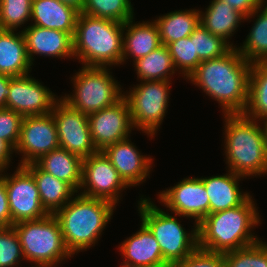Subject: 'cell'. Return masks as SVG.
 I'll use <instances>...</instances> for the list:
<instances>
[{"instance_id":"cell-43","label":"cell","mask_w":267,"mask_h":267,"mask_svg":"<svg viewBox=\"0 0 267 267\" xmlns=\"http://www.w3.org/2000/svg\"><path fill=\"white\" fill-rule=\"evenodd\" d=\"M60 2L73 7L79 13L82 12L85 0H59Z\"/></svg>"},{"instance_id":"cell-18","label":"cell","mask_w":267,"mask_h":267,"mask_svg":"<svg viewBox=\"0 0 267 267\" xmlns=\"http://www.w3.org/2000/svg\"><path fill=\"white\" fill-rule=\"evenodd\" d=\"M124 257L121 267H168L160 245L149 228L141 221L140 229L120 245Z\"/></svg>"},{"instance_id":"cell-15","label":"cell","mask_w":267,"mask_h":267,"mask_svg":"<svg viewBox=\"0 0 267 267\" xmlns=\"http://www.w3.org/2000/svg\"><path fill=\"white\" fill-rule=\"evenodd\" d=\"M52 91L29 74L10 79L5 108L23 117L49 114L59 100Z\"/></svg>"},{"instance_id":"cell-25","label":"cell","mask_w":267,"mask_h":267,"mask_svg":"<svg viewBox=\"0 0 267 267\" xmlns=\"http://www.w3.org/2000/svg\"><path fill=\"white\" fill-rule=\"evenodd\" d=\"M82 161L78 155L59 147L42 155L35 163L43 171L68 183L78 193L82 182Z\"/></svg>"},{"instance_id":"cell-12","label":"cell","mask_w":267,"mask_h":267,"mask_svg":"<svg viewBox=\"0 0 267 267\" xmlns=\"http://www.w3.org/2000/svg\"><path fill=\"white\" fill-rule=\"evenodd\" d=\"M2 176L5 179L12 226L21 221L40 219L49 214L42 206L32 173L24 165H18L11 176L7 174Z\"/></svg>"},{"instance_id":"cell-33","label":"cell","mask_w":267,"mask_h":267,"mask_svg":"<svg viewBox=\"0 0 267 267\" xmlns=\"http://www.w3.org/2000/svg\"><path fill=\"white\" fill-rule=\"evenodd\" d=\"M226 267H267V242L223 253Z\"/></svg>"},{"instance_id":"cell-34","label":"cell","mask_w":267,"mask_h":267,"mask_svg":"<svg viewBox=\"0 0 267 267\" xmlns=\"http://www.w3.org/2000/svg\"><path fill=\"white\" fill-rule=\"evenodd\" d=\"M190 36H194V47L201 61L218 58L232 47L221 37L213 35L199 24Z\"/></svg>"},{"instance_id":"cell-32","label":"cell","mask_w":267,"mask_h":267,"mask_svg":"<svg viewBox=\"0 0 267 267\" xmlns=\"http://www.w3.org/2000/svg\"><path fill=\"white\" fill-rule=\"evenodd\" d=\"M175 69L186 79L202 62L194 47V36L179 39L167 45Z\"/></svg>"},{"instance_id":"cell-28","label":"cell","mask_w":267,"mask_h":267,"mask_svg":"<svg viewBox=\"0 0 267 267\" xmlns=\"http://www.w3.org/2000/svg\"><path fill=\"white\" fill-rule=\"evenodd\" d=\"M263 7L258 6L256 10L245 17L247 21L258 14L243 45L237 48L239 53L250 63L267 62V5Z\"/></svg>"},{"instance_id":"cell-30","label":"cell","mask_w":267,"mask_h":267,"mask_svg":"<svg viewBox=\"0 0 267 267\" xmlns=\"http://www.w3.org/2000/svg\"><path fill=\"white\" fill-rule=\"evenodd\" d=\"M243 114L255 120L267 118V62L251 65L248 102Z\"/></svg>"},{"instance_id":"cell-26","label":"cell","mask_w":267,"mask_h":267,"mask_svg":"<svg viewBox=\"0 0 267 267\" xmlns=\"http://www.w3.org/2000/svg\"><path fill=\"white\" fill-rule=\"evenodd\" d=\"M210 3L205 13L199 11L200 24L213 35L224 39L231 47H236L228 39L235 34L241 22L245 21V16L223 0H212Z\"/></svg>"},{"instance_id":"cell-21","label":"cell","mask_w":267,"mask_h":267,"mask_svg":"<svg viewBox=\"0 0 267 267\" xmlns=\"http://www.w3.org/2000/svg\"><path fill=\"white\" fill-rule=\"evenodd\" d=\"M78 14L59 0H32L31 25L64 31L73 37Z\"/></svg>"},{"instance_id":"cell-20","label":"cell","mask_w":267,"mask_h":267,"mask_svg":"<svg viewBox=\"0 0 267 267\" xmlns=\"http://www.w3.org/2000/svg\"><path fill=\"white\" fill-rule=\"evenodd\" d=\"M224 175L200 177L203 180L210 201V214L243 204L251 195L240 190L242 176L227 170Z\"/></svg>"},{"instance_id":"cell-24","label":"cell","mask_w":267,"mask_h":267,"mask_svg":"<svg viewBox=\"0 0 267 267\" xmlns=\"http://www.w3.org/2000/svg\"><path fill=\"white\" fill-rule=\"evenodd\" d=\"M24 166L32 173L42 206L49 214L64 207L77 193L68 183L43 171L35 162Z\"/></svg>"},{"instance_id":"cell-38","label":"cell","mask_w":267,"mask_h":267,"mask_svg":"<svg viewBox=\"0 0 267 267\" xmlns=\"http://www.w3.org/2000/svg\"><path fill=\"white\" fill-rule=\"evenodd\" d=\"M168 267H226L223 253L211 252L197 247L185 259Z\"/></svg>"},{"instance_id":"cell-41","label":"cell","mask_w":267,"mask_h":267,"mask_svg":"<svg viewBox=\"0 0 267 267\" xmlns=\"http://www.w3.org/2000/svg\"><path fill=\"white\" fill-rule=\"evenodd\" d=\"M233 9L243 14L245 17L250 15L258 7L252 0H223Z\"/></svg>"},{"instance_id":"cell-35","label":"cell","mask_w":267,"mask_h":267,"mask_svg":"<svg viewBox=\"0 0 267 267\" xmlns=\"http://www.w3.org/2000/svg\"><path fill=\"white\" fill-rule=\"evenodd\" d=\"M32 0H0V29L14 30L31 20Z\"/></svg>"},{"instance_id":"cell-10","label":"cell","mask_w":267,"mask_h":267,"mask_svg":"<svg viewBox=\"0 0 267 267\" xmlns=\"http://www.w3.org/2000/svg\"><path fill=\"white\" fill-rule=\"evenodd\" d=\"M128 187L102 151L83 159L81 195L103 199L117 206L122 199L119 198L121 192Z\"/></svg>"},{"instance_id":"cell-31","label":"cell","mask_w":267,"mask_h":267,"mask_svg":"<svg viewBox=\"0 0 267 267\" xmlns=\"http://www.w3.org/2000/svg\"><path fill=\"white\" fill-rule=\"evenodd\" d=\"M81 13L121 23L134 18L131 0H85Z\"/></svg>"},{"instance_id":"cell-1","label":"cell","mask_w":267,"mask_h":267,"mask_svg":"<svg viewBox=\"0 0 267 267\" xmlns=\"http://www.w3.org/2000/svg\"><path fill=\"white\" fill-rule=\"evenodd\" d=\"M252 63L232 47L221 57L204 60L186 78L217 101L223 114L243 113L248 102Z\"/></svg>"},{"instance_id":"cell-29","label":"cell","mask_w":267,"mask_h":267,"mask_svg":"<svg viewBox=\"0 0 267 267\" xmlns=\"http://www.w3.org/2000/svg\"><path fill=\"white\" fill-rule=\"evenodd\" d=\"M133 65L140 81H171V77L177 71L168 47L163 44L134 61Z\"/></svg>"},{"instance_id":"cell-22","label":"cell","mask_w":267,"mask_h":267,"mask_svg":"<svg viewBox=\"0 0 267 267\" xmlns=\"http://www.w3.org/2000/svg\"><path fill=\"white\" fill-rule=\"evenodd\" d=\"M134 19L124 23L122 64L129 56L133 57L134 62L162 45L159 29L154 21L135 23Z\"/></svg>"},{"instance_id":"cell-23","label":"cell","mask_w":267,"mask_h":267,"mask_svg":"<svg viewBox=\"0 0 267 267\" xmlns=\"http://www.w3.org/2000/svg\"><path fill=\"white\" fill-rule=\"evenodd\" d=\"M31 66L22 31L0 29V74L23 76L31 72Z\"/></svg>"},{"instance_id":"cell-9","label":"cell","mask_w":267,"mask_h":267,"mask_svg":"<svg viewBox=\"0 0 267 267\" xmlns=\"http://www.w3.org/2000/svg\"><path fill=\"white\" fill-rule=\"evenodd\" d=\"M170 81H141L130 88L123 97L126 99L133 127L152 137L159 129L167 112Z\"/></svg>"},{"instance_id":"cell-37","label":"cell","mask_w":267,"mask_h":267,"mask_svg":"<svg viewBox=\"0 0 267 267\" xmlns=\"http://www.w3.org/2000/svg\"><path fill=\"white\" fill-rule=\"evenodd\" d=\"M22 119L21 114L0 108V139L6 141L13 149L19 140Z\"/></svg>"},{"instance_id":"cell-17","label":"cell","mask_w":267,"mask_h":267,"mask_svg":"<svg viewBox=\"0 0 267 267\" xmlns=\"http://www.w3.org/2000/svg\"><path fill=\"white\" fill-rule=\"evenodd\" d=\"M138 150L127 138L107 146L102 151L129 187L145 182L153 164L150 156L141 155Z\"/></svg>"},{"instance_id":"cell-11","label":"cell","mask_w":267,"mask_h":267,"mask_svg":"<svg viewBox=\"0 0 267 267\" xmlns=\"http://www.w3.org/2000/svg\"><path fill=\"white\" fill-rule=\"evenodd\" d=\"M51 114L55 120L60 148L82 159L98 152L92 141L87 114L73 109L61 98L54 104Z\"/></svg>"},{"instance_id":"cell-6","label":"cell","mask_w":267,"mask_h":267,"mask_svg":"<svg viewBox=\"0 0 267 267\" xmlns=\"http://www.w3.org/2000/svg\"><path fill=\"white\" fill-rule=\"evenodd\" d=\"M18 234L26 261L32 267H56L72 255L65 246L58 220L48 214L36 220H27L13 225Z\"/></svg>"},{"instance_id":"cell-19","label":"cell","mask_w":267,"mask_h":267,"mask_svg":"<svg viewBox=\"0 0 267 267\" xmlns=\"http://www.w3.org/2000/svg\"><path fill=\"white\" fill-rule=\"evenodd\" d=\"M28 58L32 65L34 55L53 58H74L73 37L64 31L30 25L22 30Z\"/></svg>"},{"instance_id":"cell-39","label":"cell","mask_w":267,"mask_h":267,"mask_svg":"<svg viewBox=\"0 0 267 267\" xmlns=\"http://www.w3.org/2000/svg\"><path fill=\"white\" fill-rule=\"evenodd\" d=\"M12 227L5 179L0 176V228Z\"/></svg>"},{"instance_id":"cell-16","label":"cell","mask_w":267,"mask_h":267,"mask_svg":"<svg viewBox=\"0 0 267 267\" xmlns=\"http://www.w3.org/2000/svg\"><path fill=\"white\" fill-rule=\"evenodd\" d=\"M93 144L97 151L129 138L134 128L129 106L124 97L112 106L88 115Z\"/></svg>"},{"instance_id":"cell-4","label":"cell","mask_w":267,"mask_h":267,"mask_svg":"<svg viewBox=\"0 0 267 267\" xmlns=\"http://www.w3.org/2000/svg\"><path fill=\"white\" fill-rule=\"evenodd\" d=\"M115 209L116 206L109 201L79 193L53 214L72 256L95 246Z\"/></svg>"},{"instance_id":"cell-14","label":"cell","mask_w":267,"mask_h":267,"mask_svg":"<svg viewBox=\"0 0 267 267\" xmlns=\"http://www.w3.org/2000/svg\"><path fill=\"white\" fill-rule=\"evenodd\" d=\"M158 199L171 213L195 219L198 225L210 214V201L201 178L188 177L169 189L160 191Z\"/></svg>"},{"instance_id":"cell-13","label":"cell","mask_w":267,"mask_h":267,"mask_svg":"<svg viewBox=\"0 0 267 267\" xmlns=\"http://www.w3.org/2000/svg\"><path fill=\"white\" fill-rule=\"evenodd\" d=\"M59 148L55 120L51 113L23 117L15 153L22 154L18 165L36 162L42 155Z\"/></svg>"},{"instance_id":"cell-3","label":"cell","mask_w":267,"mask_h":267,"mask_svg":"<svg viewBox=\"0 0 267 267\" xmlns=\"http://www.w3.org/2000/svg\"><path fill=\"white\" fill-rule=\"evenodd\" d=\"M228 170L246 177L267 174V145L258 120L243 113L224 114Z\"/></svg>"},{"instance_id":"cell-8","label":"cell","mask_w":267,"mask_h":267,"mask_svg":"<svg viewBox=\"0 0 267 267\" xmlns=\"http://www.w3.org/2000/svg\"><path fill=\"white\" fill-rule=\"evenodd\" d=\"M74 92L62 96L70 107L84 114L112 106L123 97L121 85L108 67H85L71 78Z\"/></svg>"},{"instance_id":"cell-2","label":"cell","mask_w":267,"mask_h":267,"mask_svg":"<svg viewBox=\"0 0 267 267\" xmlns=\"http://www.w3.org/2000/svg\"><path fill=\"white\" fill-rule=\"evenodd\" d=\"M260 220L252 196L239 206L208 214L198 224V247L225 253L253 245L260 239L251 231Z\"/></svg>"},{"instance_id":"cell-5","label":"cell","mask_w":267,"mask_h":267,"mask_svg":"<svg viewBox=\"0 0 267 267\" xmlns=\"http://www.w3.org/2000/svg\"><path fill=\"white\" fill-rule=\"evenodd\" d=\"M123 31L124 23L79 13L73 36L74 59L85 67L122 65Z\"/></svg>"},{"instance_id":"cell-45","label":"cell","mask_w":267,"mask_h":267,"mask_svg":"<svg viewBox=\"0 0 267 267\" xmlns=\"http://www.w3.org/2000/svg\"><path fill=\"white\" fill-rule=\"evenodd\" d=\"M257 6L267 5L265 0H252ZM264 3V4H263Z\"/></svg>"},{"instance_id":"cell-44","label":"cell","mask_w":267,"mask_h":267,"mask_svg":"<svg viewBox=\"0 0 267 267\" xmlns=\"http://www.w3.org/2000/svg\"><path fill=\"white\" fill-rule=\"evenodd\" d=\"M258 121L259 122L262 121V122H260L261 129H262V132H263V137H264L265 143L267 145V118H263V119H260Z\"/></svg>"},{"instance_id":"cell-40","label":"cell","mask_w":267,"mask_h":267,"mask_svg":"<svg viewBox=\"0 0 267 267\" xmlns=\"http://www.w3.org/2000/svg\"><path fill=\"white\" fill-rule=\"evenodd\" d=\"M14 149L4 140L0 139V176L8 169Z\"/></svg>"},{"instance_id":"cell-42","label":"cell","mask_w":267,"mask_h":267,"mask_svg":"<svg viewBox=\"0 0 267 267\" xmlns=\"http://www.w3.org/2000/svg\"><path fill=\"white\" fill-rule=\"evenodd\" d=\"M11 78L10 76L0 74V108H5Z\"/></svg>"},{"instance_id":"cell-36","label":"cell","mask_w":267,"mask_h":267,"mask_svg":"<svg viewBox=\"0 0 267 267\" xmlns=\"http://www.w3.org/2000/svg\"><path fill=\"white\" fill-rule=\"evenodd\" d=\"M24 258L22 246L14 227L0 228V267H13Z\"/></svg>"},{"instance_id":"cell-7","label":"cell","mask_w":267,"mask_h":267,"mask_svg":"<svg viewBox=\"0 0 267 267\" xmlns=\"http://www.w3.org/2000/svg\"><path fill=\"white\" fill-rule=\"evenodd\" d=\"M150 200L141 197L138 210L141 221L159 243L163 259L169 265L185 259L198 247V225L188 233L176 216L158 208Z\"/></svg>"},{"instance_id":"cell-27","label":"cell","mask_w":267,"mask_h":267,"mask_svg":"<svg viewBox=\"0 0 267 267\" xmlns=\"http://www.w3.org/2000/svg\"><path fill=\"white\" fill-rule=\"evenodd\" d=\"M158 17L154 22L159 29L161 44L165 46L190 36L200 24L199 9L176 10Z\"/></svg>"}]
</instances>
